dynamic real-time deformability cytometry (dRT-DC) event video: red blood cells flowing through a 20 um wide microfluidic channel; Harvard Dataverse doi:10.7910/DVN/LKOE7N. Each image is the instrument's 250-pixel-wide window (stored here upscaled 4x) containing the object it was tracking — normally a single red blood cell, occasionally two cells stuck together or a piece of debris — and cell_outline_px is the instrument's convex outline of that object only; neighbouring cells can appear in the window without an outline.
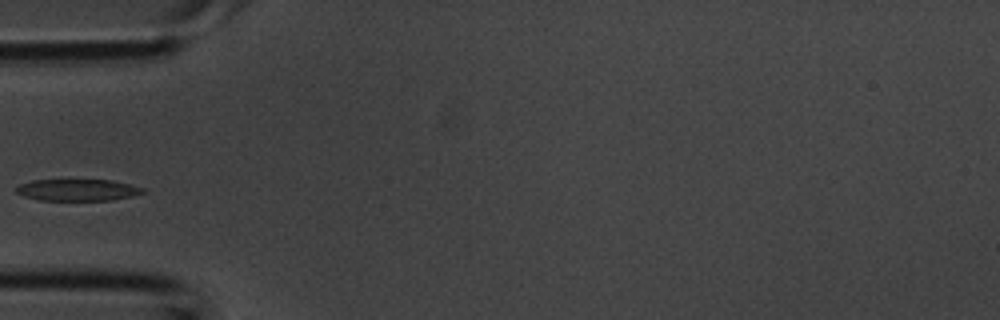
{"species": "common noctule bat (a hibernating species)", "species_latin": "Nyctalus noctula", "temperature_condition": "room temperature", "stored_images_in_passage": 2, "camera_frame_rate_fps": 3000, "um_per_image_px": 0.085, "animal": {"sex": "male", "body_mass_g": 20.1, "forearm_length_mm": 53.5}, "frame": {"image": 1, "passage_image": 2, "time_ms": 0.333, "image_size_px": [1000, 320], "cell_outline_px": [[144, 192], [132, 196], [112, 200], [40, 200], [24, 196], [16, 192], [16, 188], [20, 184], [32, 180], [112, 180], [144, 188]], "centroid_in_image_um": [6.59, 16.14], "position_along_channel_um": 78.4, "area_um2": 15.84}}